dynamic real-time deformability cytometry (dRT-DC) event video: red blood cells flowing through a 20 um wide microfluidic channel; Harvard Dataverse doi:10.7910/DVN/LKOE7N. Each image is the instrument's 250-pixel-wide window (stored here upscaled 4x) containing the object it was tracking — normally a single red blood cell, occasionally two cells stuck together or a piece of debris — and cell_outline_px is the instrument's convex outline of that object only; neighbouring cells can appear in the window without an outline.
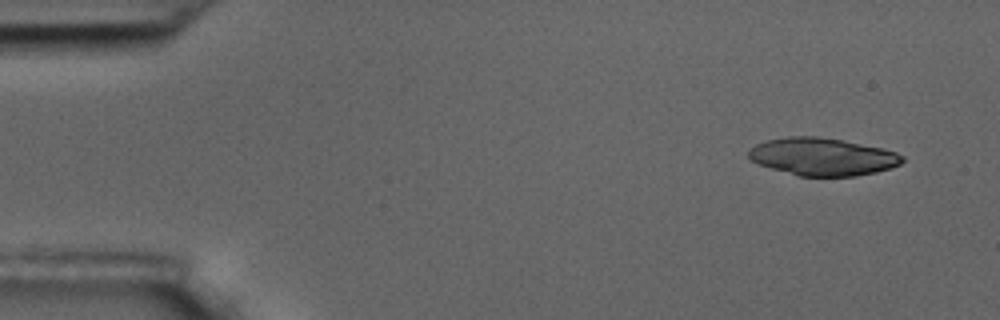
{"species": "common noctule bat (a hibernating species)", "species_latin": "Nyctalus noctula", "temperature_condition": "room temperature", "stored_images_in_passage": 5, "camera_frame_rate_fps": 3000, "um_per_image_px": 0.085, "animal": {"sex": "male", "body_mass_g": 17.5, "forearm_length_mm": 52.3}, "frame": {"image": 1, "passage_image": 1, "time_ms": 0.0, "image_size_px": [1000, 320], "cell_outline_px": [[904, 160], [900, 164], [892, 168], [876, 172], [856, 176], [800, 176], [772, 168], [760, 164], [752, 160], [748, 156], [748, 152], [756, 144], [764, 140], [788, 136], [816, 136], [840, 140], [884, 148], [896, 152], [904, 156]], "centroid_in_image_um": [69.95, 13.31], "position_along_channel_um": 15.1, "area_um2": 33.58}}